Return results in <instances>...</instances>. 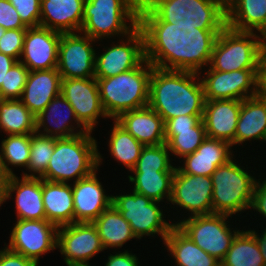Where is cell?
I'll use <instances>...</instances> for the list:
<instances>
[{"instance_id": "12", "label": "cell", "mask_w": 266, "mask_h": 266, "mask_svg": "<svg viewBox=\"0 0 266 266\" xmlns=\"http://www.w3.org/2000/svg\"><path fill=\"white\" fill-rule=\"evenodd\" d=\"M57 248L64 255L67 266L88 265L90 258L104 250L97 228L91 222L58 227Z\"/></svg>"}, {"instance_id": "13", "label": "cell", "mask_w": 266, "mask_h": 266, "mask_svg": "<svg viewBox=\"0 0 266 266\" xmlns=\"http://www.w3.org/2000/svg\"><path fill=\"white\" fill-rule=\"evenodd\" d=\"M77 32L61 33L57 70L61 79L95 76L96 52L89 36Z\"/></svg>"}, {"instance_id": "31", "label": "cell", "mask_w": 266, "mask_h": 266, "mask_svg": "<svg viewBox=\"0 0 266 266\" xmlns=\"http://www.w3.org/2000/svg\"><path fill=\"white\" fill-rule=\"evenodd\" d=\"M104 249L122 247L124 243L136 238L129 222L111 204L93 222Z\"/></svg>"}, {"instance_id": "44", "label": "cell", "mask_w": 266, "mask_h": 266, "mask_svg": "<svg viewBox=\"0 0 266 266\" xmlns=\"http://www.w3.org/2000/svg\"><path fill=\"white\" fill-rule=\"evenodd\" d=\"M203 115H180L164 122L165 131H184L193 128Z\"/></svg>"}, {"instance_id": "46", "label": "cell", "mask_w": 266, "mask_h": 266, "mask_svg": "<svg viewBox=\"0 0 266 266\" xmlns=\"http://www.w3.org/2000/svg\"><path fill=\"white\" fill-rule=\"evenodd\" d=\"M251 207L266 218V179L262 184L256 180Z\"/></svg>"}, {"instance_id": "23", "label": "cell", "mask_w": 266, "mask_h": 266, "mask_svg": "<svg viewBox=\"0 0 266 266\" xmlns=\"http://www.w3.org/2000/svg\"><path fill=\"white\" fill-rule=\"evenodd\" d=\"M86 0H41L39 26L61 33L80 32Z\"/></svg>"}, {"instance_id": "7", "label": "cell", "mask_w": 266, "mask_h": 266, "mask_svg": "<svg viewBox=\"0 0 266 266\" xmlns=\"http://www.w3.org/2000/svg\"><path fill=\"white\" fill-rule=\"evenodd\" d=\"M230 159L212 173L213 213L232 216L250 208L256 179Z\"/></svg>"}, {"instance_id": "54", "label": "cell", "mask_w": 266, "mask_h": 266, "mask_svg": "<svg viewBox=\"0 0 266 266\" xmlns=\"http://www.w3.org/2000/svg\"><path fill=\"white\" fill-rule=\"evenodd\" d=\"M221 2L225 7H227L233 0H218Z\"/></svg>"}, {"instance_id": "37", "label": "cell", "mask_w": 266, "mask_h": 266, "mask_svg": "<svg viewBox=\"0 0 266 266\" xmlns=\"http://www.w3.org/2000/svg\"><path fill=\"white\" fill-rule=\"evenodd\" d=\"M1 157L6 172L14 175L8 165L28 168L31 148V134L8 135L1 142Z\"/></svg>"}, {"instance_id": "45", "label": "cell", "mask_w": 266, "mask_h": 266, "mask_svg": "<svg viewBox=\"0 0 266 266\" xmlns=\"http://www.w3.org/2000/svg\"><path fill=\"white\" fill-rule=\"evenodd\" d=\"M0 266H38L36 262L5 247L0 250Z\"/></svg>"}, {"instance_id": "43", "label": "cell", "mask_w": 266, "mask_h": 266, "mask_svg": "<svg viewBox=\"0 0 266 266\" xmlns=\"http://www.w3.org/2000/svg\"><path fill=\"white\" fill-rule=\"evenodd\" d=\"M0 26L5 30L28 28L8 0H0Z\"/></svg>"}, {"instance_id": "20", "label": "cell", "mask_w": 266, "mask_h": 266, "mask_svg": "<svg viewBox=\"0 0 266 266\" xmlns=\"http://www.w3.org/2000/svg\"><path fill=\"white\" fill-rule=\"evenodd\" d=\"M96 171L73 182L74 222L93 223L112 204V195H105Z\"/></svg>"}, {"instance_id": "47", "label": "cell", "mask_w": 266, "mask_h": 266, "mask_svg": "<svg viewBox=\"0 0 266 266\" xmlns=\"http://www.w3.org/2000/svg\"><path fill=\"white\" fill-rule=\"evenodd\" d=\"M137 256L129 253L128 250L124 252L116 253L115 255L110 254L108 256L106 266H138Z\"/></svg>"}, {"instance_id": "3", "label": "cell", "mask_w": 266, "mask_h": 266, "mask_svg": "<svg viewBox=\"0 0 266 266\" xmlns=\"http://www.w3.org/2000/svg\"><path fill=\"white\" fill-rule=\"evenodd\" d=\"M138 21H164L172 26L224 29L226 7L218 0H141Z\"/></svg>"}, {"instance_id": "8", "label": "cell", "mask_w": 266, "mask_h": 266, "mask_svg": "<svg viewBox=\"0 0 266 266\" xmlns=\"http://www.w3.org/2000/svg\"><path fill=\"white\" fill-rule=\"evenodd\" d=\"M263 36L225 27L215 42L210 68L221 72L258 69L262 59Z\"/></svg>"}, {"instance_id": "50", "label": "cell", "mask_w": 266, "mask_h": 266, "mask_svg": "<svg viewBox=\"0 0 266 266\" xmlns=\"http://www.w3.org/2000/svg\"><path fill=\"white\" fill-rule=\"evenodd\" d=\"M255 239L257 241V244L259 246L260 252L262 254L266 266V228L264 229L260 237L259 235H257V233H255Z\"/></svg>"}, {"instance_id": "34", "label": "cell", "mask_w": 266, "mask_h": 266, "mask_svg": "<svg viewBox=\"0 0 266 266\" xmlns=\"http://www.w3.org/2000/svg\"><path fill=\"white\" fill-rule=\"evenodd\" d=\"M129 182L134 183V192L145 195L152 201H168L171 197L172 180L175 171H131Z\"/></svg>"}, {"instance_id": "32", "label": "cell", "mask_w": 266, "mask_h": 266, "mask_svg": "<svg viewBox=\"0 0 266 266\" xmlns=\"http://www.w3.org/2000/svg\"><path fill=\"white\" fill-rule=\"evenodd\" d=\"M35 119L20 99H0V129L8 135L35 133Z\"/></svg>"}, {"instance_id": "6", "label": "cell", "mask_w": 266, "mask_h": 266, "mask_svg": "<svg viewBox=\"0 0 266 266\" xmlns=\"http://www.w3.org/2000/svg\"><path fill=\"white\" fill-rule=\"evenodd\" d=\"M141 0H86L80 32L91 39L129 35L138 27ZM126 19L131 22L127 26Z\"/></svg>"}, {"instance_id": "19", "label": "cell", "mask_w": 266, "mask_h": 266, "mask_svg": "<svg viewBox=\"0 0 266 266\" xmlns=\"http://www.w3.org/2000/svg\"><path fill=\"white\" fill-rule=\"evenodd\" d=\"M242 100H206L203 122L208 138L227 141L235 145V133Z\"/></svg>"}, {"instance_id": "29", "label": "cell", "mask_w": 266, "mask_h": 266, "mask_svg": "<svg viewBox=\"0 0 266 266\" xmlns=\"http://www.w3.org/2000/svg\"><path fill=\"white\" fill-rule=\"evenodd\" d=\"M227 27L266 35V0H233L227 7Z\"/></svg>"}, {"instance_id": "1", "label": "cell", "mask_w": 266, "mask_h": 266, "mask_svg": "<svg viewBox=\"0 0 266 266\" xmlns=\"http://www.w3.org/2000/svg\"><path fill=\"white\" fill-rule=\"evenodd\" d=\"M145 40V57L153 67L200 74L210 64L213 48L223 29L172 26L164 21H138Z\"/></svg>"}, {"instance_id": "2", "label": "cell", "mask_w": 266, "mask_h": 266, "mask_svg": "<svg viewBox=\"0 0 266 266\" xmlns=\"http://www.w3.org/2000/svg\"><path fill=\"white\" fill-rule=\"evenodd\" d=\"M198 75L196 72L153 67L148 106L164 122L180 115H203L206 100Z\"/></svg>"}, {"instance_id": "48", "label": "cell", "mask_w": 266, "mask_h": 266, "mask_svg": "<svg viewBox=\"0 0 266 266\" xmlns=\"http://www.w3.org/2000/svg\"><path fill=\"white\" fill-rule=\"evenodd\" d=\"M257 95L266 99V62L263 59L258 68Z\"/></svg>"}, {"instance_id": "18", "label": "cell", "mask_w": 266, "mask_h": 266, "mask_svg": "<svg viewBox=\"0 0 266 266\" xmlns=\"http://www.w3.org/2000/svg\"><path fill=\"white\" fill-rule=\"evenodd\" d=\"M61 32L42 26L28 27L19 60L29 71L57 68Z\"/></svg>"}, {"instance_id": "53", "label": "cell", "mask_w": 266, "mask_h": 266, "mask_svg": "<svg viewBox=\"0 0 266 266\" xmlns=\"http://www.w3.org/2000/svg\"><path fill=\"white\" fill-rule=\"evenodd\" d=\"M262 59L266 62V35L263 36L262 40Z\"/></svg>"}, {"instance_id": "38", "label": "cell", "mask_w": 266, "mask_h": 266, "mask_svg": "<svg viewBox=\"0 0 266 266\" xmlns=\"http://www.w3.org/2000/svg\"><path fill=\"white\" fill-rule=\"evenodd\" d=\"M54 148L55 137L31 133L30 158L27 168L31 174L23 173V176L41 178L46 172Z\"/></svg>"}, {"instance_id": "21", "label": "cell", "mask_w": 266, "mask_h": 266, "mask_svg": "<svg viewBox=\"0 0 266 266\" xmlns=\"http://www.w3.org/2000/svg\"><path fill=\"white\" fill-rule=\"evenodd\" d=\"M10 176L5 184L4 201L16 193L15 204L18 220L46 219L42 196V179L37 177Z\"/></svg>"}, {"instance_id": "22", "label": "cell", "mask_w": 266, "mask_h": 266, "mask_svg": "<svg viewBox=\"0 0 266 266\" xmlns=\"http://www.w3.org/2000/svg\"><path fill=\"white\" fill-rule=\"evenodd\" d=\"M35 120H36V133L43 135V136H50V137H55V138H69L75 135L89 132L78 121L75 115L74 109L72 108L70 103L65 99V97L61 93L57 95L45 107V109L36 116ZM72 120L75 121L77 127L74 128V126L70 124L71 123L70 121ZM41 127L43 128L44 133L43 131L40 130ZM79 127L81 128L79 129L80 131L78 132L77 130V132H74V129L79 128Z\"/></svg>"}, {"instance_id": "33", "label": "cell", "mask_w": 266, "mask_h": 266, "mask_svg": "<svg viewBox=\"0 0 266 266\" xmlns=\"http://www.w3.org/2000/svg\"><path fill=\"white\" fill-rule=\"evenodd\" d=\"M255 230L239 231L220 266H265L255 239Z\"/></svg>"}, {"instance_id": "27", "label": "cell", "mask_w": 266, "mask_h": 266, "mask_svg": "<svg viewBox=\"0 0 266 266\" xmlns=\"http://www.w3.org/2000/svg\"><path fill=\"white\" fill-rule=\"evenodd\" d=\"M42 196L47 221L57 227L74 223L71 184L42 179Z\"/></svg>"}, {"instance_id": "15", "label": "cell", "mask_w": 266, "mask_h": 266, "mask_svg": "<svg viewBox=\"0 0 266 266\" xmlns=\"http://www.w3.org/2000/svg\"><path fill=\"white\" fill-rule=\"evenodd\" d=\"M60 93L74 109L78 121L88 130H94L98 117L108 118L99 94L95 77L61 79Z\"/></svg>"}, {"instance_id": "11", "label": "cell", "mask_w": 266, "mask_h": 266, "mask_svg": "<svg viewBox=\"0 0 266 266\" xmlns=\"http://www.w3.org/2000/svg\"><path fill=\"white\" fill-rule=\"evenodd\" d=\"M58 227L43 220H18L6 247L38 264L39 257L57 248Z\"/></svg>"}, {"instance_id": "25", "label": "cell", "mask_w": 266, "mask_h": 266, "mask_svg": "<svg viewBox=\"0 0 266 266\" xmlns=\"http://www.w3.org/2000/svg\"><path fill=\"white\" fill-rule=\"evenodd\" d=\"M115 120L143 146L165 143L164 120L149 106L124 112Z\"/></svg>"}, {"instance_id": "42", "label": "cell", "mask_w": 266, "mask_h": 266, "mask_svg": "<svg viewBox=\"0 0 266 266\" xmlns=\"http://www.w3.org/2000/svg\"><path fill=\"white\" fill-rule=\"evenodd\" d=\"M17 10L20 19L27 27L39 26L41 0H8Z\"/></svg>"}, {"instance_id": "16", "label": "cell", "mask_w": 266, "mask_h": 266, "mask_svg": "<svg viewBox=\"0 0 266 266\" xmlns=\"http://www.w3.org/2000/svg\"><path fill=\"white\" fill-rule=\"evenodd\" d=\"M257 78L258 69L221 72L209 67L206 76L201 79L205 100H244L256 96Z\"/></svg>"}, {"instance_id": "9", "label": "cell", "mask_w": 266, "mask_h": 266, "mask_svg": "<svg viewBox=\"0 0 266 266\" xmlns=\"http://www.w3.org/2000/svg\"><path fill=\"white\" fill-rule=\"evenodd\" d=\"M229 216L218 213L195 215L184 218L175 225L198 247L221 262L239 232L233 230L232 233L228 227L226 220Z\"/></svg>"}, {"instance_id": "40", "label": "cell", "mask_w": 266, "mask_h": 266, "mask_svg": "<svg viewBox=\"0 0 266 266\" xmlns=\"http://www.w3.org/2000/svg\"><path fill=\"white\" fill-rule=\"evenodd\" d=\"M29 74L28 68L17 61L6 73L0 87V99H20Z\"/></svg>"}, {"instance_id": "28", "label": "cell", "mask_w": 266, "mask_h": 266, "mask_svg": "<svg viewBox=\"0 0 266 266\" xmlns=\"http://www.w3.org/2000/svg\"><path fill=\"white\" fill-rule=\"evenodd\" d=\"M251 139L266 141V99L258 95L242 100L235 145Z\"/></svg>"}, {"instance_id": "49", "label": "cell", "mask_w": 266, "mask_h": 266, "mask_svg": "<svg viewBox=\"0 0 266 266\" xmlns=\"http://www.w3.org/2000/svg\"><path fill=\"white\" fill-rule=\"evenodd\" d=\"M17 62V60L9 55L0 52V87L5 84L7 71Z\"/></svg>"}, {"instance_id": "17", "label": "cell", "mask_w": 266, "mask_h": 266, "mask_svg": "<svg viewBox=\"0 0 266 266\" xmlns=\"http://www.w3.org/2000/svg\"><path fill=\"white\" fill-rule=\"evenodd\" d=\"M210 176L182 173L176 167L169 202L191 212V216L213 214Z\"/></svg>"}, {"instance_id": "41", "label": "cell", "mask_w": 266, "mask_h": 266, "mask_svg": "<svg viewBox=\"0 0 266 266\" xmlns=\"http://www.w3.org/2000/svg\"><path fill=\"white\" fill-rule=\"evenodd\" d=\"M27 29L6 30L0 38V52L20 60Z\"/></svg>"}, {"instance_id": "30", "label": "cell", "mask_w": 266, "mask_h": 266, "mask_svg": "<svg viewBox=\"0 0 266 266\" xmlns=\"http://www.w3.org/2000/svg\"><path fill=\"white\" fill-rule=\"evenodd\" d=\"M164 244L177 266H220V262L198 247L176 225L165 237Z\"/></svg>"}, {"instance_id": "51", "label": "cell", "mask_w": 266, "mask_h": 266, "mask_svg": "<svg viewBox=\"0 0 266 266\" xmlns=\"http://www.w3.org/2000/svg\"><path fill=\"white\" fill-rule=\"evenodd\" d=\"M9 177H0V206L3 204L5 195V184Z\"/></svg>"}, {"instance_id": "36", "label": "cell", "mask_w": 266, "mask_h": 266, "mask_svg": "<svg viewBox=\"0 0 266 266\" xmlns=\"http://www.w3.org/2000/svg\"><path fill=\"white\" fill-rule=\"evenodd\" d=\"M206 137L202 119L190 130L165 131V143L169 151L175 156H181L180 158L194 153Z\"/></svg>"}, {"instance_id": "52", "label": "cell", "mask_w": 266, "mask_h": 266, "mask_svg": "<svg viewBox=\"0 0 266 266\" xmlns=\"http://www.w3.org/2000/svg\"><path fill=\"white\" fill-rule=\"evenodd\" d=\"M0 177H10V175L6 172V170L3 166L1 153H0Z\"/></svg>"}, {"instance_id": "14", "label": "cell", "mask_w": 266, "mask_h": 266, "mask_svg": "<svg viewBox=\"0 0 266 266\" xmlns=\"http://www.w3.org/2000/svg\"><path fill=\"white\" fill-rule=\"evenodd\" d=\"M145 57V40L137 27L127 36V41L108 47L95 56V78L113 77L138 67Z\"/></svg>"}, {"instance_id": "5", "label": "cell", "mask_w": 266, "mask_h": 266, "mask_svg": "<svg viewBox=\"0 0 266 266\" xmlns=\"http://www.w3.org/2000/svg\"><path fill=\"white\" fill-rule=\"evenodd\" d=\"M152 70L153 65L145 59L138 67L127 72L96 78L101 103L108 118L115 120L124 112L148 106Z\"/></svg>"}, {"instance_id": "24", "label": "cell", "mask_w": 266, "mask_h": 266, "mask_svg": "<svg viewBox=\"0 0 266 266\" xmlns=\"http://www.w3.org/2000/svg\"><path fill=\"white\" fill-rule=\"evenodd\" d=\"M61 76L57 68L29 71L21 102L35 115L60 94Z\"/></svg>"}, {"instance_id": "39", "label": "cell", "mask_w": 266, "mask_h": 266, "mask_svg": "<svg viewBox=\"0 0 266 266\" xmlns=\"http://www.w3.org/2000/svg\"><path fill=\"white\" fill-rule=\"evenodd\" d=\"M169 149L166 143L144 146L135 167L131 171H175L170 163Z\"/></svg>"}, {"instance_id": "35", "label": "cell", "mask_w": 266, "mask_h": 266, "mask_svg": "<svg viewBox=\"0 0 266 266\" xmlns=\"http://www.w3.org/2000/svg\"><path fill=\"white\" fill-rule=\"evenodd\" d=\"M108 144L111 155L125 165L129 171L135 167L144 147L116 120H114Z\"/></svg>"}, {"instance_id": "26", "label": "cell", "mask_w": 266, "mask_h": 266, "mask_svg": "<svg viewBox=\"0 0 266 266\" xmlns=\"http://www.w3.org/2000/svg\"><path fill=\"white\" fill-rule=\"evenodd\" d=\"M231 147L227 141L206 137L194 153L184 157V166L178 169L184 174L211 177L218 166L233 158Z\"/></svg>"}, {"instance_id": "4", "label": "cell", "mask_w": 266, "mask_h": 266, "mask_svg": "<svg viewBox=\"0 0 266 266\" xmlns=\"http://www.w3.org/2000/svg\"><path fill=\"white\" fill-rule=\"evenodd\" d=\"M102 157L91 131L69 138H55V148L41 179L67 183L90 176L98 170Z\"/></svg>"}, {"instance_id": "10", "label": "cell", "mask_w": 266, "mask_h": 266, "mask_svg": "<svg viewBox=\"0 0 266 266\" xmlns=\"http://www.w3.org/2000/svg\"><path fill=\"white\" fill-rule=\"evenodd\" d=\"M158 203L134 191L132 194L112 196V205L129 222L138 239H141L144 235L155 236V234H158L161 235L164 241L175 225L163 219L164 215L158 207Z\"/></svg>"}, {"instance_id": "55", "label": "cell", "mask_w": 266, "mask_h": 266, "mask_svg": "<svg viewBox=\"0 0 266 266\" xmlns=\"http://www.w3.org/2000/svg\"><path fill=\"white\" fill-rule=\"evenodd\" d=\"M5 29L0 26V38L4 35Z\"/></svg>"}]
</instances>
